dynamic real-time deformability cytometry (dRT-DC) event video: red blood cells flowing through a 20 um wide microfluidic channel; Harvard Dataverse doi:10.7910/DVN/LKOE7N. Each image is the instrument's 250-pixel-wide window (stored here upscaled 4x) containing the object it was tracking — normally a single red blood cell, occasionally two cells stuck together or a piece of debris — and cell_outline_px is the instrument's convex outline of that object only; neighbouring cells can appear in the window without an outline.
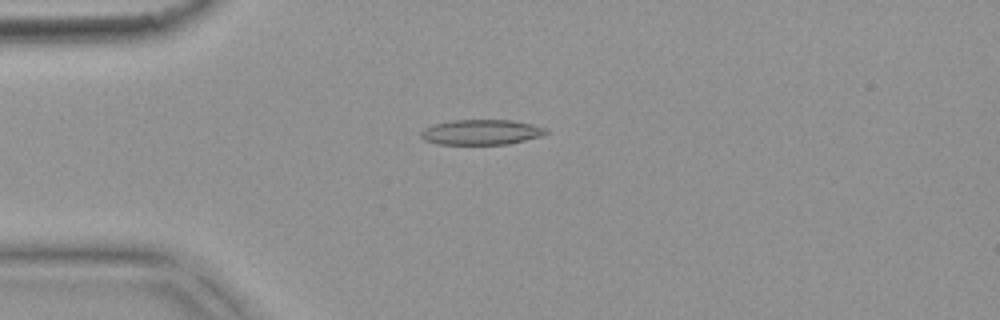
{"species": "common noctule bat (a hibernating species)", "species_latin": "Nyctalus noctula", "temperature_condition": "warm", "stored_images_in_passage": 4, "camera_frame_rate_fps": 3000, "um_per_image_px": 0.085, "animal": {"sex": "female", "body_mass_g": 18.4}, "frame": {"image": 1, "passage_image": 2, "time_ms": 0.333, "image_size_px": [1000, 320], "cell_outline_px": [[548, 132], [540, 136], [508, 144], [436, 144], [424, 140], [420, 136], [420, 132], [424, 128], [432, 124], [452, 120], [512, 120], [532, 124], [548, 128]], "centroid_in_image_um": [40.88, 11.23], "position_along_channel_um": 44.1, "area_um2": 18.44}}